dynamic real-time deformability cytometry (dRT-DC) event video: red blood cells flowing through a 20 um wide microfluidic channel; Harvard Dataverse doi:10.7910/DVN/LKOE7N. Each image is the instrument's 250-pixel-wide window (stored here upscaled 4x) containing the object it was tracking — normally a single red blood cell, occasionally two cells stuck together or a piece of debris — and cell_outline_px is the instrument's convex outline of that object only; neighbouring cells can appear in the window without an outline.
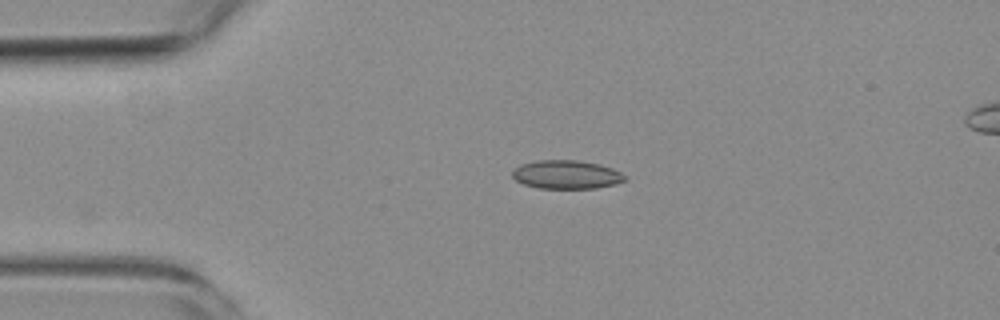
{"species": "common noctule bat (a hibernating species)", "species_latin": "Nyctalus noctula", "temperature_condition": "room temperature", "stored_images_in_passage": 3, "camera_frame_rate_fps": 3000, "um_per_image_px": 0.085, "animal": {"sex": "female", "body_mass_g": 19.3, "forearm_length_mm": 54.1}, "frame": {"image": 1, "passage_image": 2, "time_ms": 2.0, "image_size_px": [1000, 320], "cell_outline_px": [[628, 180], [596, 188], [540, 188], [524, 184], [516, 180], [512, 176], [512, 172], [520, 164], [536, 160], [580, 160], [600, 164], [612, 168], [620, 172]], "centroid_in_image_um": [48.14, 14.82], "position_along_channel_um": 36.9, "area_um2": 18.67}}